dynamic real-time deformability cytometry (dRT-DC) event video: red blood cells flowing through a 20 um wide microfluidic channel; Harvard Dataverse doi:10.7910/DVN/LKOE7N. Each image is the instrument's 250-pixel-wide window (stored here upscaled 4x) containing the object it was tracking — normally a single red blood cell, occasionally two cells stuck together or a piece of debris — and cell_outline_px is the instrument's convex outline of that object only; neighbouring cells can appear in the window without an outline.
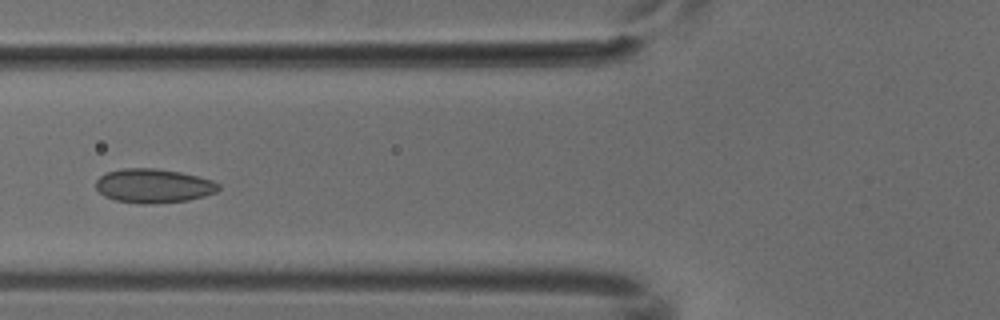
{"species": "common noctule bat (a hibernating species)", "species_latin": "Nyctalus noctula", "temperature_condition": "cold", "stored_images_in_passage": 5, "camera_frame_rate_fps": 3000, "um_per_image_px": 0.085, "animal": {"sex": "male", "body_mass_g": 18.8}, "frame": {"image": 1, "passage_image": 5, "time_ms": 1.333, "image_size_px": [1000, 320], "cell_outline_px": [[220, 188], [216, 192], [204, 196], [188, 200], [144, 204], [116, 200], [104, 196], [96, 188], [96, 180], [100, 176], [108, 172], [124, 168], [156, 168], [180, 172], [212, 180], [220, 184]], "centroid_in_image_um": [13.05, 15.79], "position_along_channel_um": 112.7, "area_um2": 24.16}}